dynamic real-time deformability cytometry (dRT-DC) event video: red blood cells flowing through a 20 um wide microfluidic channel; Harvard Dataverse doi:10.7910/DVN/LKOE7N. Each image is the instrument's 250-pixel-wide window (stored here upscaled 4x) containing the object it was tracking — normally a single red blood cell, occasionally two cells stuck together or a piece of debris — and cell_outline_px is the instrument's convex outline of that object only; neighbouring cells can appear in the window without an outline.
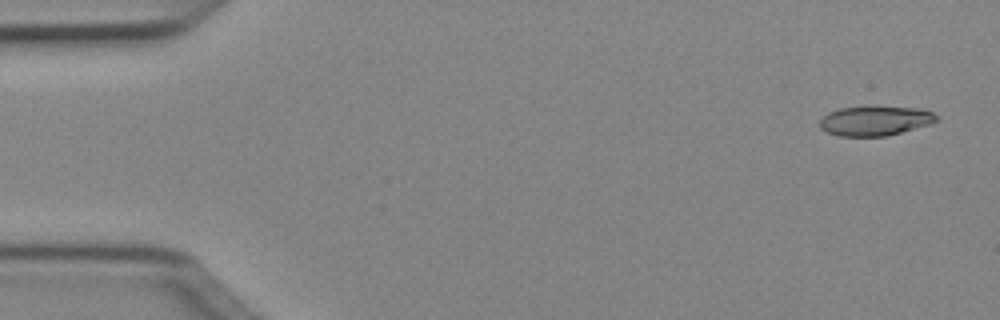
{"species": "Egyptian fruit bat (a non-hibernating species)", "species_latin": "Rousettus aegyptiacus", "temperature_condition": "cold", "stored_images_in_passage": 4, "camera_frame_rate_fps": 3000, "um_per_image_px": 0.085, "animal": {"sex": "female"}, "frame": {"image": 1, "passage_image": 1, "time_ms": 0.0, "image_size_px": [1000, 320], "cell_outline_px": [[940, 120], [932, 124], [888, 136], [840, 136], [828, 132], [820, 128], [820, 120], [828, 112], [840, 108], [920, 108], [932, 112], [940, 116]], "centroid_in_image_um": [74.45, 10.29], "position_along_channel_um": 10.6, "area_um2": 19.88}}
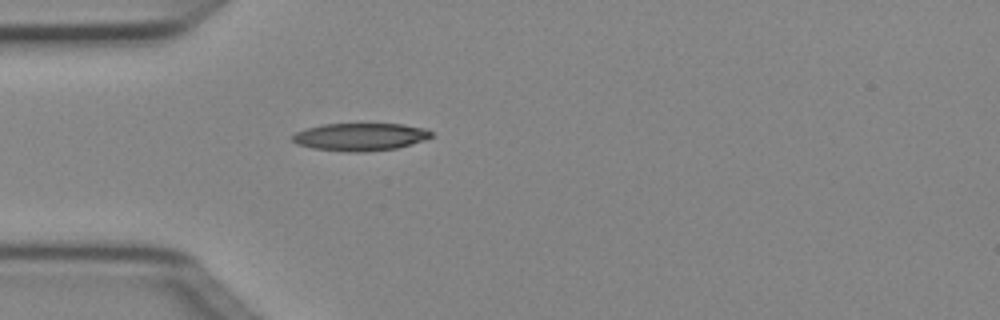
{"frame": {"image": 2, "passage_image": 4, "time_ms": 1.0, "image_size_px": [1000, 320], "cell_outline_px": [[432, 136], [424, 140], [412, 144], [396, 148], [364, 152], [348, 152], [312, 148], [296, 144], [292, 140], [292, 136], [296, 132], [308, 128], [324, 124], [400, 124], [424, 128], [432, 132]], "centroid_in_image_um": [30.61, 11.64], "position_along_channel_um": 54.4, "area_um2": 22.25}}